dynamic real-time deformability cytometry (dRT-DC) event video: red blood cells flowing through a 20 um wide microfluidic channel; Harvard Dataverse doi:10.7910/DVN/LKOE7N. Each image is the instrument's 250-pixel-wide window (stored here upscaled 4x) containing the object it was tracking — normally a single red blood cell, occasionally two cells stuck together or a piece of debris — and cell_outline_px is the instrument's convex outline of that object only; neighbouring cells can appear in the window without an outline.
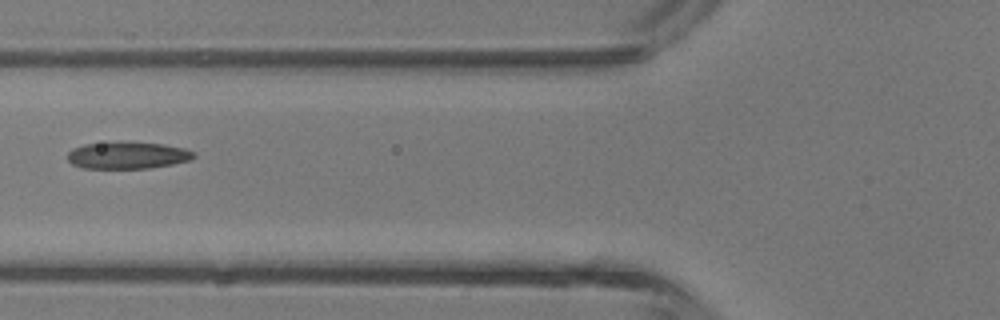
{"species": "common noctule bat (a hibernating species)", "species_latin": "Nyctalus noctula", "temperature_condition": "room temperature", "stored_images_in_passage": 5, "camera_frame_rate_fps": 3000, "um_per_image_px": 0.085, "animal": {"sex": "male", "body_mass_g": 13.3}, "frame": {"image": 1, "passage_image": 5, "time_ms": 5.333, "image_size_px": [1000, 320], "cell_outline_px": [[196, 156], [188, 160], [172, 164], [148, 168], [84, 168], [72, 164], [68, 160], [68, 152], [72, 148], [84, 144], [116, 140], [128, 140], [164, 144], [184, 148], [196, 152]], "centroid_in_image_um": [10.83, 13.16], "position_along_channel_um": 115.0, "area_um2": 20.4}}